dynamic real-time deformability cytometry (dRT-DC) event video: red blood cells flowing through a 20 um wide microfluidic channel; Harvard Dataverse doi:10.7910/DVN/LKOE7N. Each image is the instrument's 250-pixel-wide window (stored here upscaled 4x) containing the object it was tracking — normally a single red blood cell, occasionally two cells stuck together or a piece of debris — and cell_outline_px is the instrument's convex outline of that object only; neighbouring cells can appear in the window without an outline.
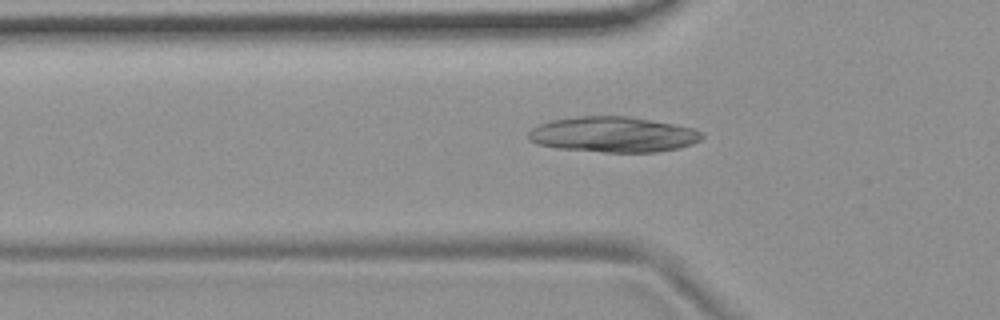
{"species": "common noctule bat (a hibernating species)", "species_latin": "Nyctalus noctula", "temperature_condition": "room temperature", "stored_images_in_passage": 40, "camera_frame_rate_fps": 3000, "um_per_image_px": 0.085, "animal": {"sex": "female", "body_mass_g": 19.9}, "frame": {"image": 1, "passage_image": 5, "time_ms": 1.333, "image_size_px": [1000, 320], "cell_outline_px": [[704, 136], [700, 140], [692, 144], [680, 148], [656, 152], [604, 152], [556, 148], [536, 144], [528, 140], [528, 132], [532, 128], [540, 124], [552, 120], [576, 116], [628, 116], [672, 124], [692, 128], [700, 132]], "centroid_in_image_um": [52.08, 11.44], "position_along_channel_um": 73.7, "area_um2": 35.89}}
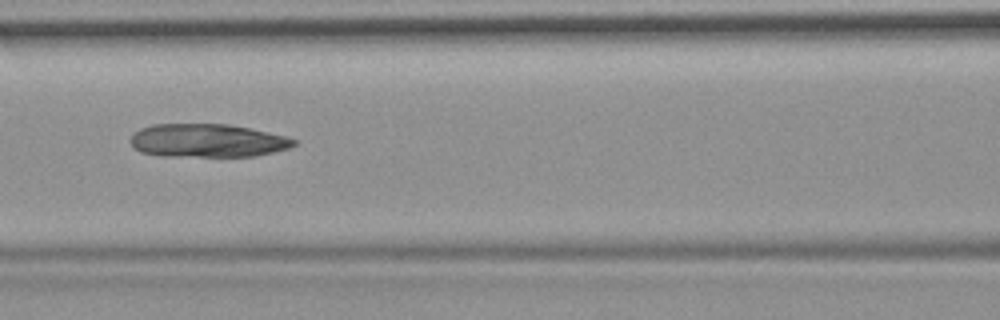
{"frame": {"image": 2, "passage_image": 11, "time_ms": 3.333, "image_size_px": [1000, 320], "cell_outline_px": [[296, 144], [288, 148], [256, 156], [160, 156], [140, 152], [128, 140], [140, 128], [152, 124], [228, 124], [288, 136], [296, 140]], "centroid_in_image_um": [17.62, 11.95], "position_along_channel_um": 149.0, "area_um2": 31.73}}
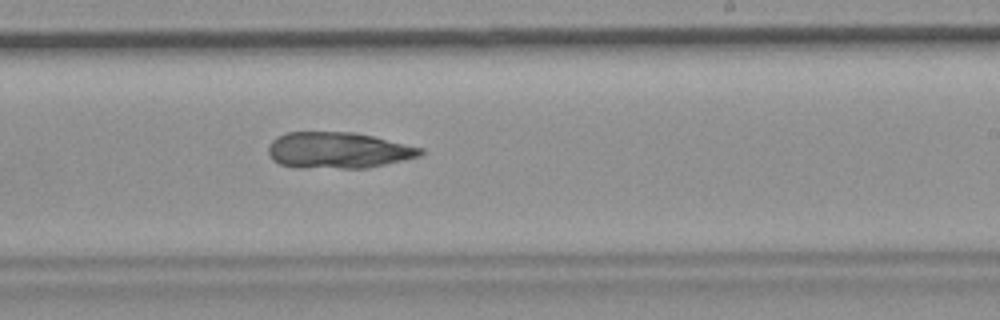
{"frame": {"image": 3, "passage_image": 20, "time_ms": 6.333, "image_size_px": [1000, 320], "cell_outline_px": [[424, 152], [420, 156], [368, 168], [296, 168], [280, 164], [272, 160], [268, 152], [268, 144], [276, 136], [288, 132], [352, 132], [372, 136], [424, 148]], "centroid_in_image_um": [28.7, 12.78], "position_along_channel_um": 260.3, "area_um2": 32.31}}